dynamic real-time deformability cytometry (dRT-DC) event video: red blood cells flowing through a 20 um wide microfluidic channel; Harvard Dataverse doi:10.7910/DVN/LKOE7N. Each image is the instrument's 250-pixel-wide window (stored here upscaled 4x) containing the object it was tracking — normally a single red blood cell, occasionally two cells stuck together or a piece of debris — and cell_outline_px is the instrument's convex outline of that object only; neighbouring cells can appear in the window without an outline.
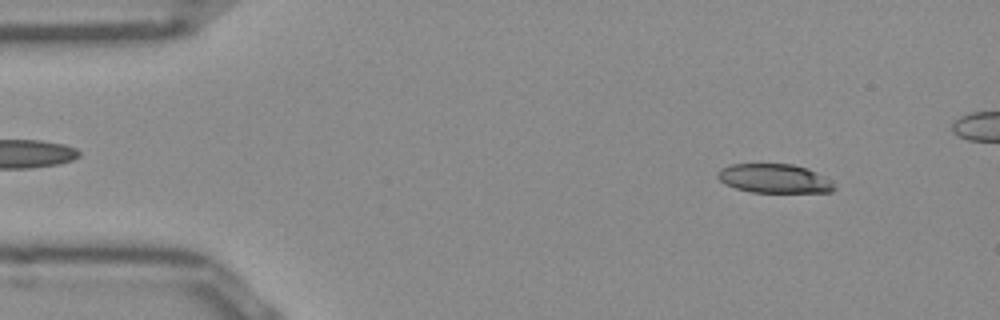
{"species": "Egyptian fruit bat (a non-hibernating species)", "species_latin": "Rousettus aegyptiacus", "temperature_condition": "room temperature", "stored_images_in_passage": 46, "camera_frame_rate_fps": 3000, "um_per_image_px": 0.085, "frame": {"image": 1, "passage_image": 5, "time_ms": 1.333, "image_size_px": [1000, 320], "cell_outline_px": [[836, 188], [832, 192], [752, 192], [736, 188], [724, 184], [716, 176], [716, 172], [720, 168], [732, 164], [792, 164], [816, 172], [828, 180]], "centroid_in_image_um": [65.75, 15.17], "position_along_channel_um": 19.3, "area_um2": 19.54}}
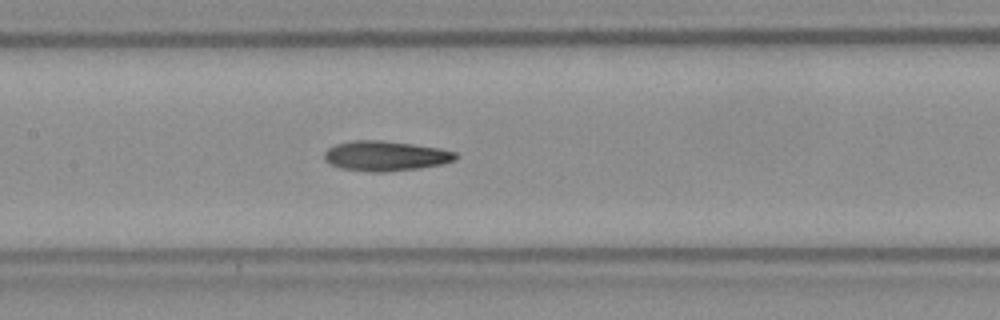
{"frame": {"image": 2, "passage_image": 23, "time_ms": 7.333, "image_size_px": [1000, 320], "cell_outline_px": [[460, 156], [456, 160], [444, 164], [420, 168], [384, 172], [372, 172], [340, 168], [324, 160], [324, 152], [328, 148], [336, 144], [352, 140], [380, 140], [412, 144], [440, 148], [456, 152]], "centroid_in_image_um": [32.8, 13.25], "position_along_channel_um": 174.6, "area_um2": 23.12}}
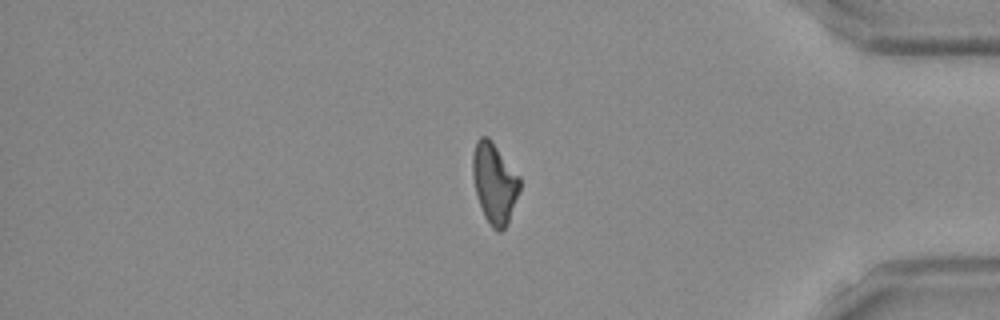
{"frame": {"image": 3, "passage_image": 42, "time_ms": 13.667, "image_size_px": [1000, 320], "cell_outline_px": [[520, 188], [508, 224], [500, 232], [496, 232], [492, 228], [484, 216], [476, 192], [472, 176], [472, 152], [476, 140], [480, 136], [488, 136], [492, 140], [520, 176]], "centroid_in_image_um": [42.02, 15.54], "position_along_channel_um": 393.2, "area_um2": 22.31}, "authors_computed_cell_mechanics": {"area_um2": 22.0507, "velocity_mm_per_s": 3.9404, "shape_relaxation_time_tau1_ms": null, "shape_relaxation_time_tau2_ms": 6.0008, "deformation_change_tau1": null, "deformation_change_tau2": 0.1706}}